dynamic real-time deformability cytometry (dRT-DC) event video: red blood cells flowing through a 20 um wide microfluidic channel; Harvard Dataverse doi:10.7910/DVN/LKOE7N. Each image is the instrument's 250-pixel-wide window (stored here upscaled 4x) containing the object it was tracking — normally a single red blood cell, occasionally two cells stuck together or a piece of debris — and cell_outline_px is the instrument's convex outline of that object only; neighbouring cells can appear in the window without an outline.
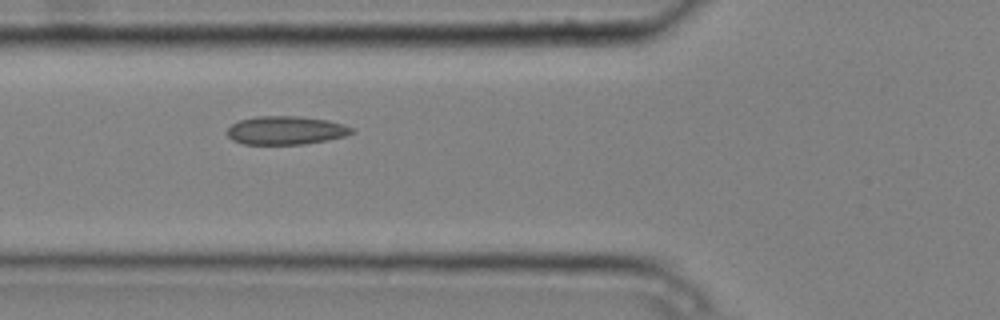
{"species": "common noctule bat (a hibernating species)", "species_latin": "Nyctalus noctula", "temperature_condition": "cold", "stored_images_in_passage": 12, "camera_frame_rate_fps": 3000, "um_per_image_px": 0.085, "animal": {"sex": "male", "body_mass_g": 20.4}, "frame": {"image": 1, "passage_image": 5, "time_ms": 1.333, "image_size_px": [1000, 320], "cell_outline_px": [[356, 132], [344, 136], [328, 140], [304, 144], [244, 144], [232, 140], [228, 136], [228, 128], [232, 124], [240, 120], [256, 116], [296, 116], [328, 120], [344, 124], [352, 128]], "centroid_in_image_um": [24.31, 11.08], "position_along_channel_um": 101.5, "area_um2": 20.63}}
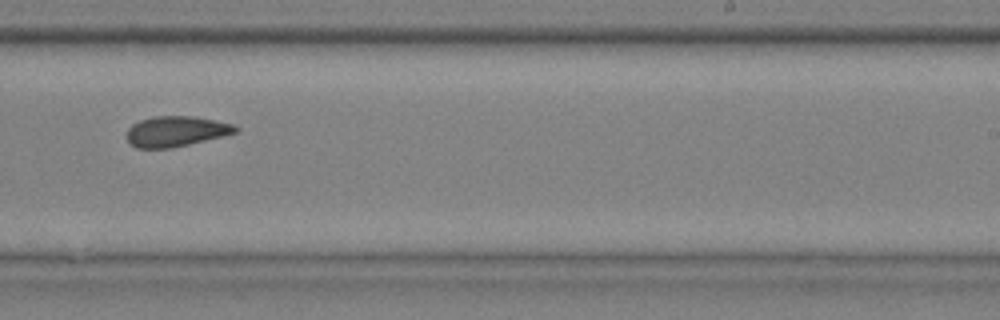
{"frame": {"image": 2, "passage_image": 9, "time_ms": 2.667, "image_size_px": [1000, 320], "cell_outline_px": [[240, 128], [236, 132], [224, 136], [172, 148], [136, 148], [128, 140], [128, 128], [132, 124], [140, 120], [152, 116], [192, 116], [236, 124]], "centroid_in_image_um": [14.99, 11.16], "position_along_channel_um": 274.0, "area_um2": 19.31}}
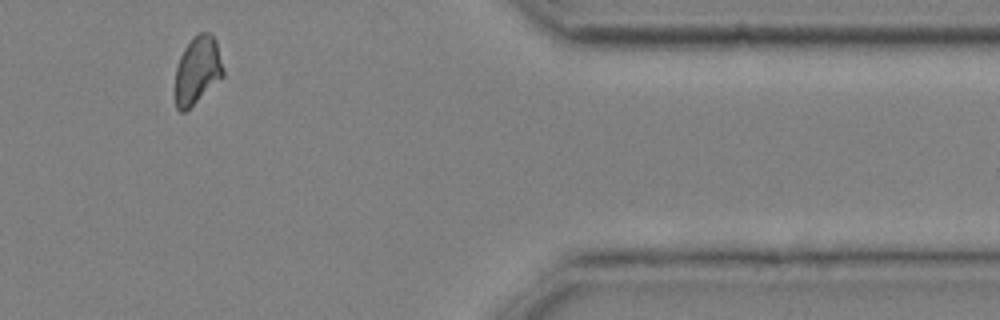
{"frame": {"image": 3, "passage_image": 12, "time_ms": 3.667, "image_size_px": [1000, 320], "cell_outline_px": [[224, 76], [184, 112], [180, 112], [176, 108], [176, 68], [180, 56], [184, 48], [200, 32], [208, 32], [216, 40], [224, 72]], "centroid_in_image_um": [16.79, 5.97], "position_along_channel_um": 394.6, "area_um2": 18.5}}